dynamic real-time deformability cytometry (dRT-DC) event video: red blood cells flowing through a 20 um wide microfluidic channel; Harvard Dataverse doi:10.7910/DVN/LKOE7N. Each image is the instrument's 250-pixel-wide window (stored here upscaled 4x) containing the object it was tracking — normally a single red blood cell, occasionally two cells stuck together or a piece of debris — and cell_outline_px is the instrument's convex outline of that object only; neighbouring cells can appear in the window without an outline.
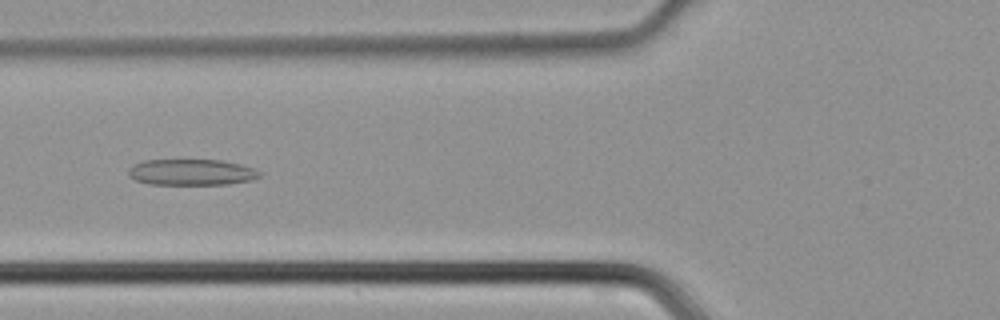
{"species": "common noctule bat (a hibernating species)", "species_latin": "Nyctalus noctula", "temperature_condition": "cold", "stored_images_in_passage": 45, "camera_frame_rate_fps": 3000, "um_per_image_px": 0.085, "animal": {"sex": "male", "body_mass_g": 21.5, "forearm_length_mm": 52.0}, "frame": {"image": 1, "passage_image": 17, "time_ms": 5.333, "image_size_px": [1000, 320], "cell_outline_px": [[264, 172], [260, 176], [252, 180], [228, 184], [148, 184], [136, 180], [128, 176], [128, 168], [132, 164], [144, 160], [224, 160], [240, 164]], "centroid_in_image_um": [16.27, 14.63], "position_along_channel_um": 109.5, "area_um2": 20.11}}
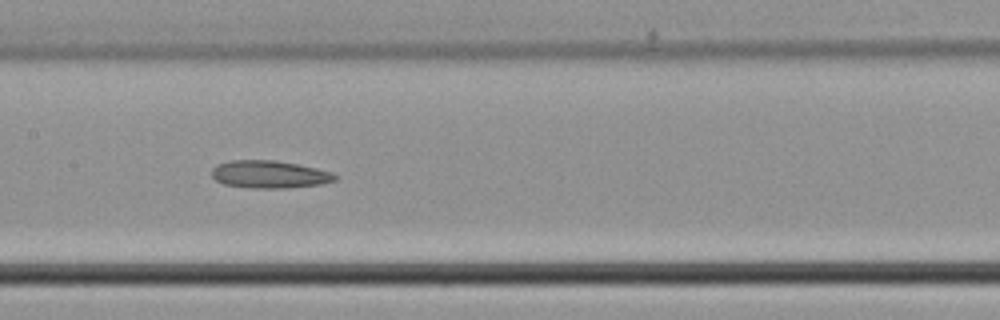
{"frame": {"image": 2, "passage_image": 22, "time_ms": 7.0, "image_size_px": [1000, 320], "cell_outline_px": [[340, 176], [336, 180], [320, 184], [288, 188], [252, 188], [224, 184], [216, 180], [212, 176], [212, 168], [216, 164], [228, 160], [276, 160], [316, 168], [332, 172]], "centroid_in_image_um": [22.9, 14.81], "position_along_channel_um": 184.5, "area_um2": 19.94}}
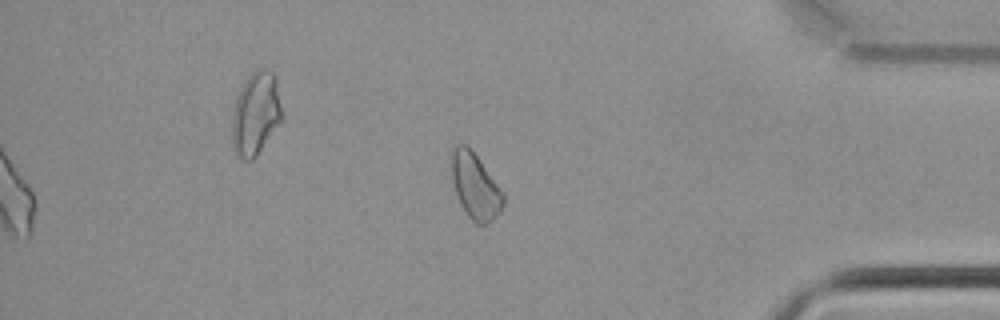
{"frame": {"image": 3, "passage_image": 38, "time_ms": 12.333, "image_size_px": [1000, 320], "cell_outline_px": [[504, 204], [496, 216], [488, 224], [476, 224], [468, 216], [460, 204], [452, 180], [452, 152], [456, 144], [464, 144], [476, 156], [504, 192]], "centroid_in_image_um": [40.41, 15.86], "position_along_channel_um": 394.8, "area_um2": 19.42}}